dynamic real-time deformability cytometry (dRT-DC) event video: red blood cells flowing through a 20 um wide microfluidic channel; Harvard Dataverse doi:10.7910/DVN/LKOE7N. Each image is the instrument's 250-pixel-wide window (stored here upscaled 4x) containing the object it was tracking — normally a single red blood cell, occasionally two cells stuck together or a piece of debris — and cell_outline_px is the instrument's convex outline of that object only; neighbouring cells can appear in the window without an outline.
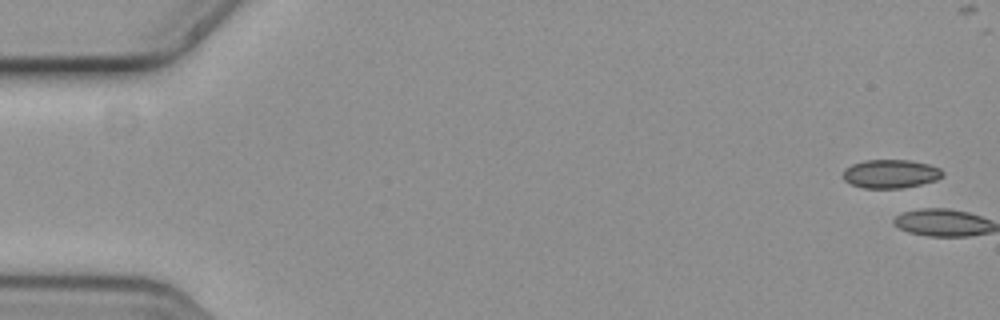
{"species": "common noctule bat (a hibernating species)", "species_latin": "Nyctalus noctula", "temperature_condition": "cold", "stored_images_in_passage": 7, "camera_frame_rate_fps": 3000, "um_per_image_px": 0.085, "animal": {"sex": "female", "body_mass_g": 19.3, "forearm_length_mm": 54.1}, "frame": {"image": 1, "passage_image": 1, "time_ms": 0.0, "image_size_px": [1000, 320], "cell_outline_px": [[944, 176], [936, 180], [920, 184], [900, 188], [864, 188], [852, 184], [844, 180], [844, 168], [852, 164], [864, 160], [912, 160], [928, 164], [940, 168], [944, 172]], "centroid_in_image_um": [75.72, 14.76], "position_along_channel_um": 9.3, "area_um2": 16.59}}